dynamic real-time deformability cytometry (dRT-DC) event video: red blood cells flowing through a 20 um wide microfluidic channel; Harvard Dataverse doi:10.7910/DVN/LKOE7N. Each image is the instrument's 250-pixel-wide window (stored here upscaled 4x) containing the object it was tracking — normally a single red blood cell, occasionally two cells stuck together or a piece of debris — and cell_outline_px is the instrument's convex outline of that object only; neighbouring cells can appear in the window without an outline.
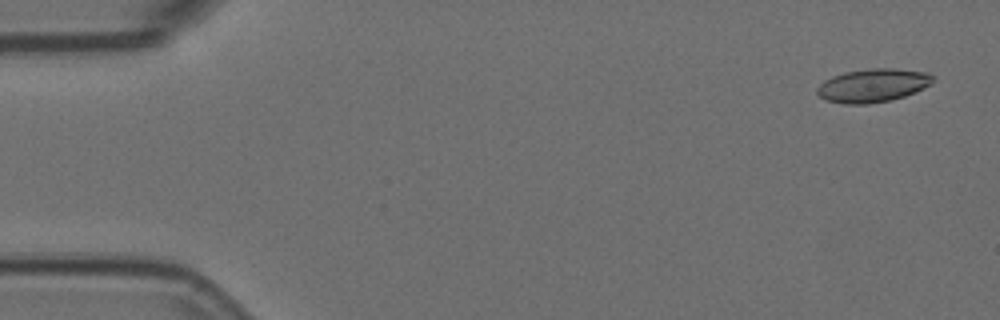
{"species": "Egyptian fruit bat (a non-hibernating species)", "species_latin": "Rousettus aegyptiacus", "temperature_condition": "room temperature", "stored_images_in_passage": 4, "camera_frame_rate_fps": 3000, "um_per_image_px": 0.085, "animal": {"sex": "female"}, "frame": {"image": 1, "passage_image": 1, "time_ms": 0.0, "image_size_px": [1000, 320], "cell_outline_px": [[932, 84], [916, 92], [892, 100], [868, 104], [844, 104], [824, 100], [816, 92], [816, 88], [824, 80], [832, 76], [844, 72], [868, 68], [892, 68], [928, 72], [932, 76]], "centroid_in_image_um": [74.17, 7.26], "position_along_channel_um": 10.8, "area_um2": 22.77}}
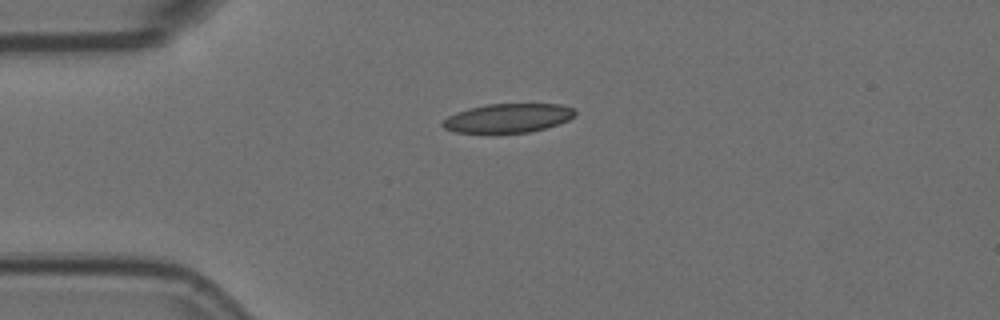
{"frame": {"image": 2, "passage_image": 4, "time_ms": 1.0, "image_size_px": [1000, 320], "cell_outline_px": [[576, 116], [560, 124], [528, 132], [496, 136], [488, 136], [456, 132], [444, 128], [440, 124], [448, 116], [456, 112], [468, 108], [488, 104], [560, 104], [572, 108], [576, 112]], "centroid_in_image_um": [43.12, 10.09], "position_along_channel_um": 41.9, "area_um2": 23.35}}